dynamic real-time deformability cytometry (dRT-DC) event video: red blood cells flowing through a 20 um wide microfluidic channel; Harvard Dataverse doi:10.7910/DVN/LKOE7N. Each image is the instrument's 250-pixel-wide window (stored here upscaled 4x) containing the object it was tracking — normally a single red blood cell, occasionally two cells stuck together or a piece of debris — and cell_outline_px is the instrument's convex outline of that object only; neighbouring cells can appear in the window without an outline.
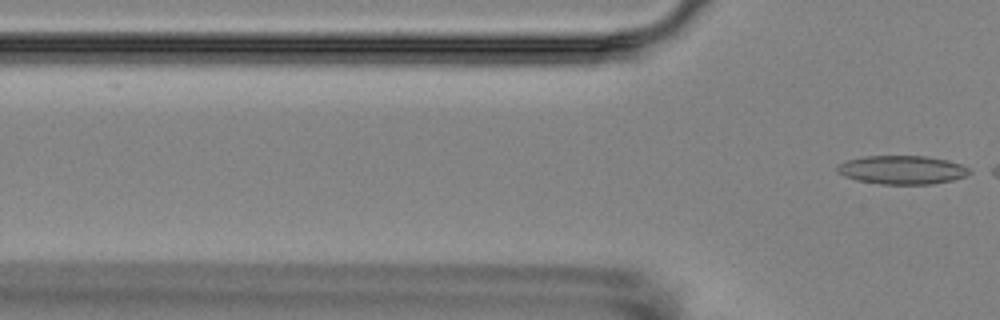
{"species": "Egyptian fruit bat (a non-hibernating species)", "species_latin": "Rousettus aegyptiacus", "temperature_condition": "room temperature", "stored_images_in_passage": 3, "camera_frame_rate_fps": 3000, "um_per_image_px": 0.085, "animal": {"sex": "female"}, "frame": {"image": 1, "passage_image": 3, "time_ms": 2.333, "image_size_px": [1000, 320], "cell_outline_px": [[972, 172], [964, 176], [952, 180], [932, 184], [880, 184], [856, 180], [844, 176], [836, 172], [836, 164], [848, 160], [864, 156], [924, 156], [948, 160], [960, 164], [968, 168]], "centroid_in_image_um": [76.63, 14.44], "position_along_channel_um": 49.2, "area_um2": 22.08}}